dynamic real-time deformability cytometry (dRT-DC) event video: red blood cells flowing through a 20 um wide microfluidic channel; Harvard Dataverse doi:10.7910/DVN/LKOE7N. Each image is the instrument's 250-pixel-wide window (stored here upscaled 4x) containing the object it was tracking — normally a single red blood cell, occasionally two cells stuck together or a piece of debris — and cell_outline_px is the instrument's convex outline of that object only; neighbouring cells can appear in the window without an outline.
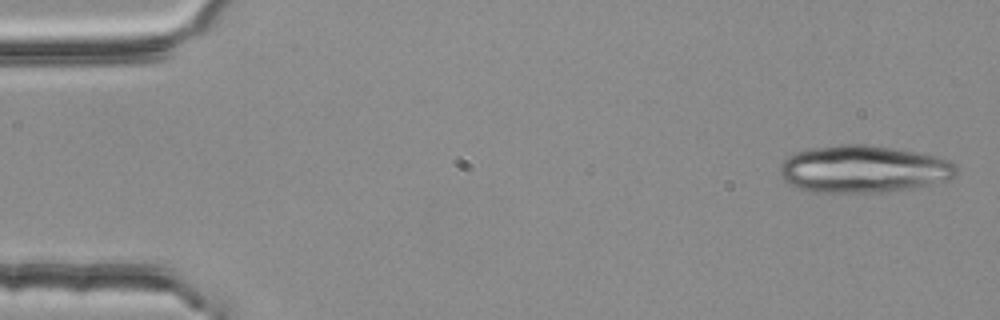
{"species": "common noctule bat (a hibernating species)", "species_latin": "Nyctalus noctula", "temperature_condition": "room temperature", "stored_images_in_passage": 3, "camera_frame_rate_fps": 3000, "um_per_image_px": 0.085, "animal": {"sex": "female", "body_mass_g": 25.1}, "frame": {"image": 1, "passage_image": 1, "time_ms": 0.0, "image_size_px": [1000, 320], "cell_outline_px": [[960, 172], [948, 180], [908, 188], [880, 192], [808, 192], [796, 188], [784, 180], [780, 176], [780, 164], [788, 156], [796, 152], [812, 148], [840, 144], [864, 144], [896, 148], [920, 152], [936, 156], [948, 160], [956, 164]], "centroid_in_image_um": [73.38, 14.36], "position_along_channel_um": 11.6, "area_um2": 48.84}}